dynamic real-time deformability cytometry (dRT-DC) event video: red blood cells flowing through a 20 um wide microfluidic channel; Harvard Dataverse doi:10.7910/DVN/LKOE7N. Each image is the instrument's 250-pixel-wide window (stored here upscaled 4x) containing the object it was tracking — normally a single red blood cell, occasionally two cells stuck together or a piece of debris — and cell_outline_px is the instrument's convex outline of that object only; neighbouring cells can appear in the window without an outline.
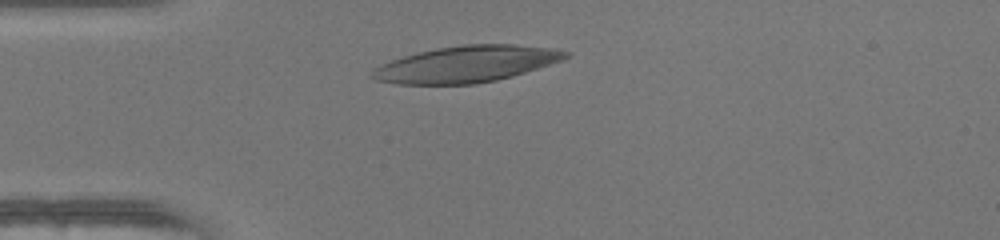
{"species": "human", "species_latin": "Homo sapiens", "temperature_condition": "warm", "stored_images_in_passage": 32, "camera_frame_rate_fps": 3000, "um_per_image_px": 0.085, "donor": {"sex": "female"}, "frame": {"image": 1, "passage_image": 7, "time_ms": 2.0, "image_size_px": [1000, 240], "cell_outline_px": [[572, 56], [564, 60], [512, 76], [496, 80], [476, 84], [396, 84], [376, 80], [368, 76], [372, 68], [380, 64], [404, 56], [436, 48], [464, 44], [516, 44], [548, 48], [568, 52]], "centroid_in_image_um": [39.61, 5.45], "position_along_channel_um": 45.4, "area_um2": 41.1}}
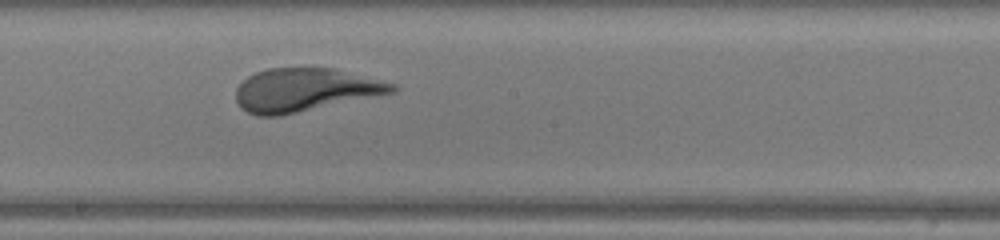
{"frame": {"image": 2, "passage_image": 21, "time_ms": 6.667, "image_size_px": [1000, 240], "cell_outline_px": [[400, 88], [396, 92], [280, 116], [256, 116], [240, 108], [236, 100], [236, 88], [248, 76], [256, 72], [268, 68], [332, 68], [396, 84]], "centroid_in_image_um": [25.91, 7.65], "position_along_channel_um": 222.3, "area_um2": 39.3}}
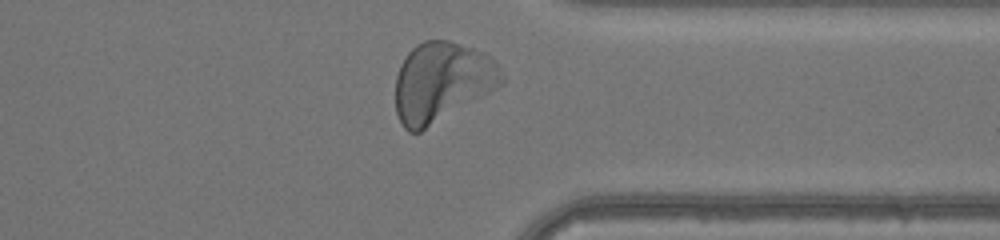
{"frame": {"image": 3, "passage_image": 32, "time_ms": 10.333, "image_size_px": [1000, 240], "cell_outline_px": [[504, 84], [420, 132], [408, 132], [404, 128], [396, 112], [396, 76], [400, 64], [408, 52], [416, 44], [424, 40], [448, 40], [472, 48], [488, 56], [504, 72]], "centroid_in_image_um": [37.54, 6.97], "position_along_channel_um": 373.9, "area_um2": 49.13}, "authors_computed_cell_mechanics": {"area_um2": 41.2692, "velocity_mm_per_s": 4.2239, "shape_relaxation_time_tau1_ms": 1.891, "shape_relaxation_time_tau2_ms": 0.886, "deformation_change_tau1": 0.1362, "deformation_change_tau2": 0.0788}}